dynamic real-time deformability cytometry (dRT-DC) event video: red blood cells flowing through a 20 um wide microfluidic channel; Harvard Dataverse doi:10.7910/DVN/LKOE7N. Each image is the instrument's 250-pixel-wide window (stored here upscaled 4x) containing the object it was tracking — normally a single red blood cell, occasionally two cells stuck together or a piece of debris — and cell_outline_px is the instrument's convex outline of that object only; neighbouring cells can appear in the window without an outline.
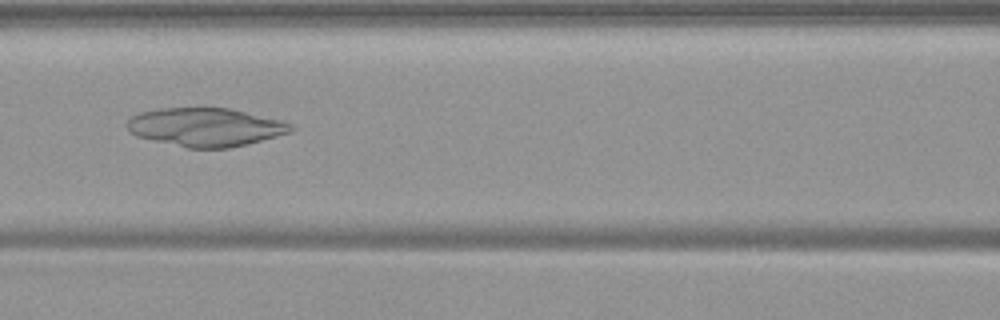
{"species": "common noctule bat (a hibernating species)", "species_latin": "Nyctalus noctula", "temperature_condition": "warm", "stored_images_in_passage": 53, "camera_frame_rate_fps": 3000, "um_per_image_px": 0.085, "animal": {"sex": "female", "body_mass_g": 19.9}, "frame": {"image": 1, "passage_image": 23, "time_ms": 7.333, "image_size_px": [1000, 320], "cell_outline_px": [[296, 128], [292, 132], [228, 148], [188, 148], [136, 136], [128, 132], [124, 124], [132, 116], [140, 112], [160, 108], [200, 104], [228, 108], [280, 120], [292, 124]], "centroid_in_image_um": [17.41, 10.76], "position_along_channel_um": 149.2, "area_um2": 37.51}}
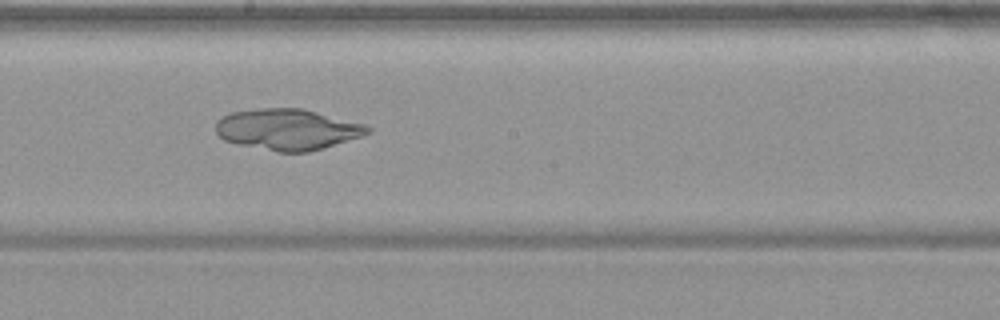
{"frame": {"image": 2, "passage_image": 29, "time_ms": 9.333, "image_size_px": [1000, 320], "cell_outline_px": [[372, 132], [364, 136], [324, 148], [308, 152], [276, 152], [240, 144], [224, 140], [216, 132], [216, 120], [220, 116], [232, 112], [260, 108], [300, 108], [364, 124], [372, 128]], "centroid_in_image_um": [24.45, 11.0], "position_along_channel_um": 223.8, "area_um2": 36.36}}
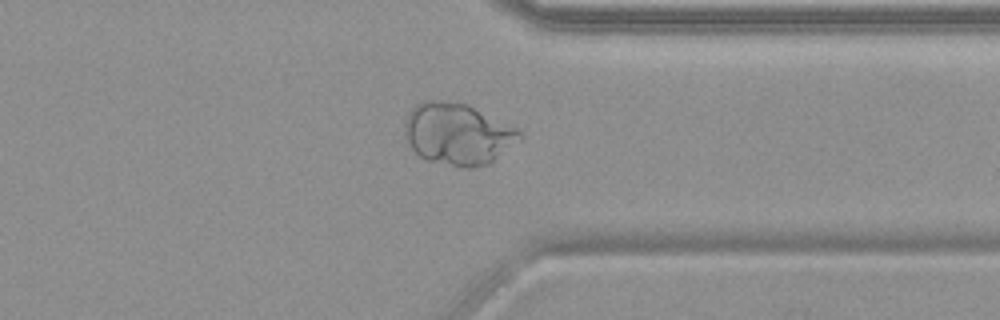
{"frame": {"image": 3, "passage_image": 41, "time_ms": 13.333, "image_size_px": [1000, 320], "cell_outline_px": [[524, 136], [520, 140], [488, 164], [472, 168], [464, 168], [424, 160], [412, 148], [404, 136], [404, 120], [408, 112], [416, 104], [424, 100], [440, 100], [468, 104], [516, 128]], "centroid_in_image_um": [38.87, 11.38], "position_along_channel_um": 372.5, "area_um2": 41.44}}